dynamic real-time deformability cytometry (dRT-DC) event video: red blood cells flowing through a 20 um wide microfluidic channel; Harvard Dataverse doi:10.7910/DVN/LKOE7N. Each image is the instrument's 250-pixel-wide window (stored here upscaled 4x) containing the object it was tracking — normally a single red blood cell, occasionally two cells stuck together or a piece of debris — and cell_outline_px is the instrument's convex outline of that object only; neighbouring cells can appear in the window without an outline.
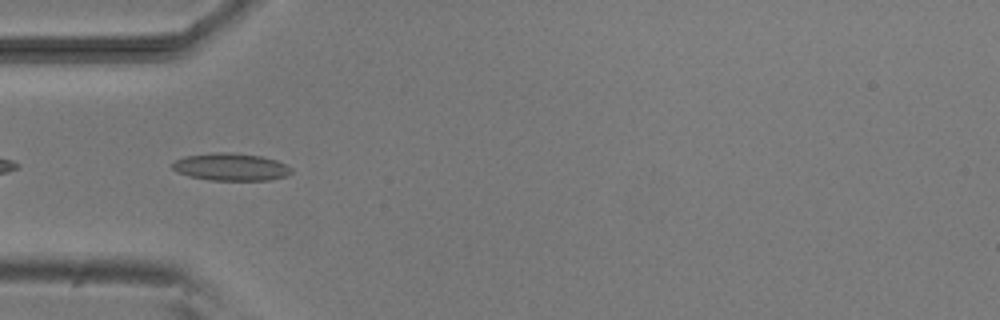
{"species": "common noctule bat (a hibernating species)", "species_latin": "Nyctalus noctula", "temperature_condition": "room temperature", "stored_images_in_passage": 10, "camera_frame_rate_fps": 3000, "um_per_image_px": 0.085, "animal": {"sex": "male", "body_mass_g": 20.5, "forearm_length_mm": 52.5}, "frame": {"image": 1, "passage_image": 4, "time_ms": 3.333, "image_size_px": [1000, 320], "cell_outline_px": [[292, 172], [284, 176], [268, 180], [208, 180], [188, 176], [176, 172], [172, 168], [172, 164], [176, 160], [184, 156], [212, 152], [232, 152], [260, 156], [276, 160], [292, 168]], "centroid_in_image_um": [19.58, 14.18], "position_along_channel_um": 65.4, "area_um2": 19.07}}
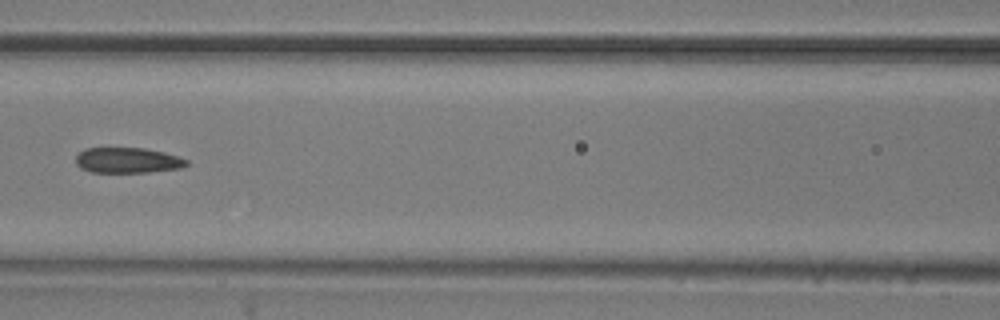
{"frame": {"image": 2, "passage_image": 6, "time_ms": 5.667, "image_size_px": [1000, 320], "cell_outline_px": [[188, 164], [180, 168], [148, 172], [92, 172], [80, 168], [76, 164], [76, 156], [84, 148], [144, 148], [164, 152], [188, 160]], "centroid_in_image_um": [10.82, 13.62], "position_along_channel_um": 155.8, "area_um2": 16.36}}
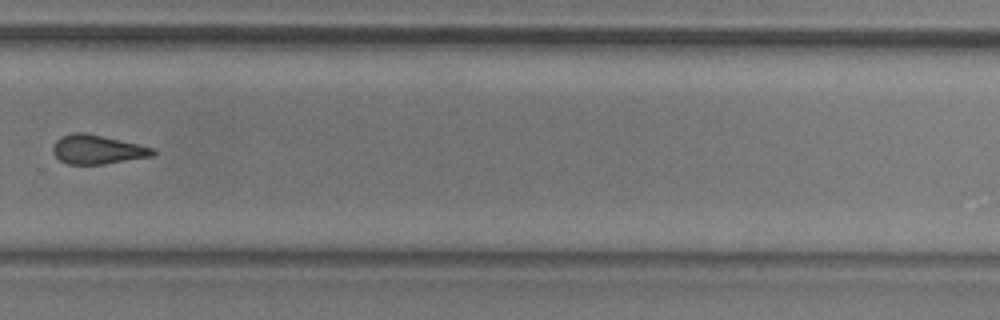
{"frame": {"image": 3, "passage_image": 10, "time_ms": 10.0, "image_size_px": [1000, 320], "cell_outline_px": [[156, 152], [152, 156], [104, 164], [68, 164], [60, 160], [52, 152], [52, 144], [60, 136], [72, 132], [84, 132], [140, 144], [156, 148]], "centroid_in_image_um": [8.26, 12.69], "position_along_channel_um": 321.5, "area_um2": 17.11}}